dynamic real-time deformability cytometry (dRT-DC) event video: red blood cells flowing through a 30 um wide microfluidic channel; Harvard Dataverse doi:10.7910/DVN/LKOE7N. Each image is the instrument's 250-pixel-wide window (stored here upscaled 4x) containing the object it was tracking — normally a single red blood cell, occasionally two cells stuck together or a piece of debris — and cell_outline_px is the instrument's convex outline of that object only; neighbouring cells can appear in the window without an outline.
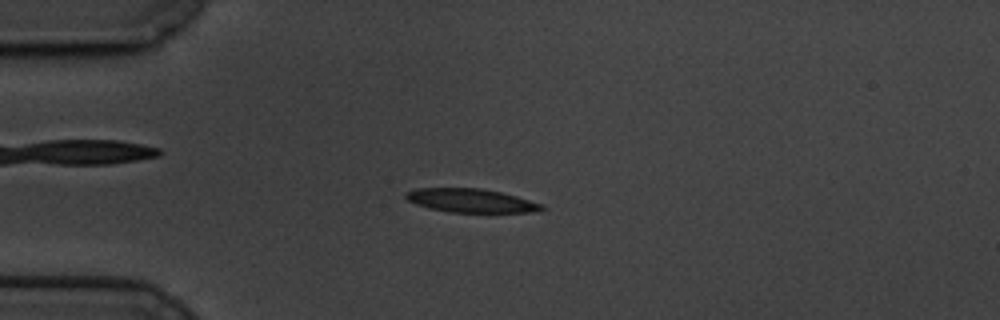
{"species": "common noctule bat (a hibernating species)", "species_latin": "Nyctalus noctula", "temperature_condition": "cold", "stored_images_in_passage": 59, "camera_frame_rate_fps": 3000, "um_per_image_px": 0.085, "animal": {"sex": "male", "body_mass_g": 19.5, "forearm_length_mm": 54.6}, "frame": {"image": 1, "passage_image": 15, "time_ms": 4.667, "image_size_px": [1000, 320], "cell_outline_px": [[544, 208], [540, 212], [452, 212], [428, 208], [416, 204], [408, 200], [404, 196], [404, 192], [416, 188], [480, 188], [500, 192], [516, 196], [544, 204]], "centroid_in_image_um": [40.03, 17.05], "position_along_channel_um": 45.0, "area_um2": 18.79}}
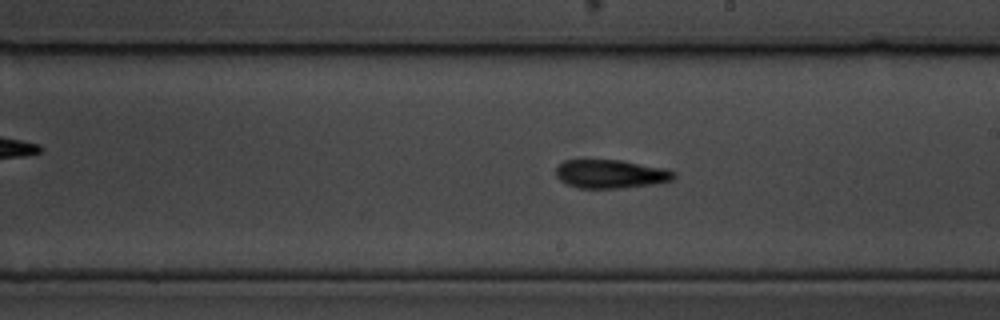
{"frame": {"image": 2, "passage_image": 34, "time_ms": 11.0, "image_size_px": [1000, 320], "cell_outline_px": [[676, 176], [672, 180], [656, 184], [620, 188], [576, 188], [560, 180], [556, 176], [556, 168], [564, 160], [620, 160], [664, 168], [676, 172]], "centroid_in_image_um": [51.92, 14.79], "position_along_channel_um": 237.1, "area_um2": 19.65}}
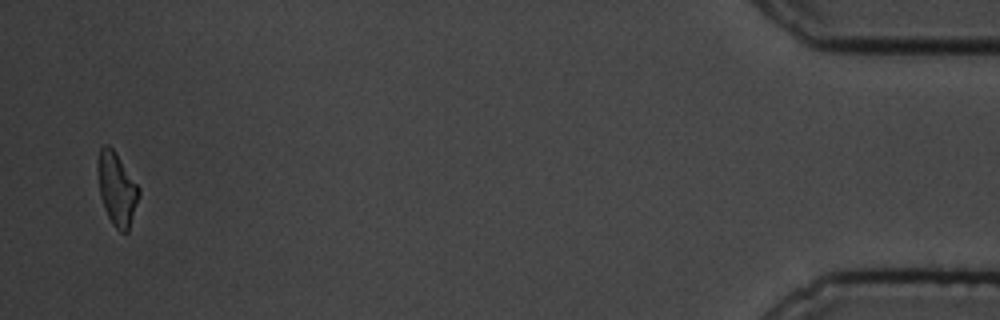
{"frame": {"image": 3, "passage_image": 58, "time_ms": 19.0, "image_size_px": [1000, 320], "cell_outline_px": [[140, 196], [128, 232], [120, 232], [112, 224], [104, 208], [100, 196], [96, 168], [100, 148], [104, 144], [108, 144], [112, 148], [140, 188]], "centroid_in_image_um": [9.92, 16.07], "position_along_channel_um": 425.3, "area_um2": 17.57}, "authors_computed_cell_mechanics": {"area_um2": 19.074, "velocity_mm_per_s": 3.3711, "shape_relaxation_time_tau1_ms": 4.0913, "shape_relaxation_time_tau2_ms": 6.476, "deformation_change_tau1": 0.1872, "deformation_change_tau2": 0.1546}}